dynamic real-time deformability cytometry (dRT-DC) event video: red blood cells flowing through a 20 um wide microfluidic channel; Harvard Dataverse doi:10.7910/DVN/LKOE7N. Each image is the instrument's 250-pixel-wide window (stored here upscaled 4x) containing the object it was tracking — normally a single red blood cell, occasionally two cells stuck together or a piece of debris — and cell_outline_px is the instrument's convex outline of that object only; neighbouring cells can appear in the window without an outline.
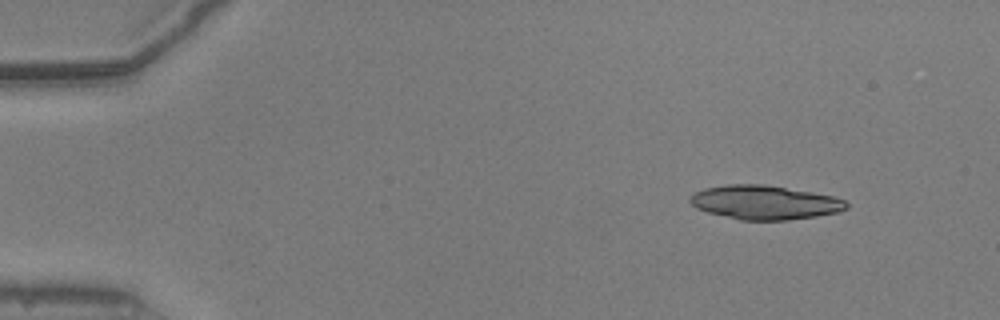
{"species": "common noctule bat (a hibernating species)", "species_latin": "Nyctalus noctula", "temperature_condition": "warm", "stored_images_in_passage": 52, "camera_frame_rate_fps": 3000, "um_per_image_px": 0.085, "animal": {"sex": "male", "body_mass_g": 20.5, "forearm_length_mm": 52.5}, "frame": {"image": 1, "passage_image": 6, "time_ms": 1.667, "image_size_px": [1000, 320], "cell_outline_px": [[848, 208], [840, 212], [816, 216], [788, 220], [740, 220], [708, 212], [696, 208], [688, 200], [696, 192], [704, 188], [728, 184], [764, 184], [812, 192], [832, 196], [844, 200], [848, 204]], "centroid_in_image_um": [65.01, 17.21], "position_along_channel_um": 20.0, "area_um2": 30.92}}
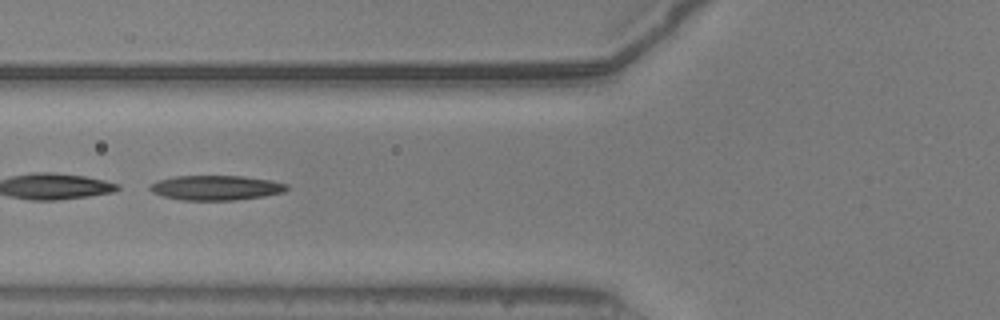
{"frame": {"image": 2, "passage_image": 21, "time_ms": 6.667, "image_size_px": [1000, 320], "cell_outline_px": [[288, 188], [284, 192], [264, 196], [236, 200], [184, 200], [164, 196], [152, 192], [148, 188], [148, 184], [160, 180], [176, 176], [244, 176], [272, 180], [288, 184]], "centroid_in_image_um": [18.38, 15.95], "position_along_channel_um": 107.4, "area_um2": 19.77}}
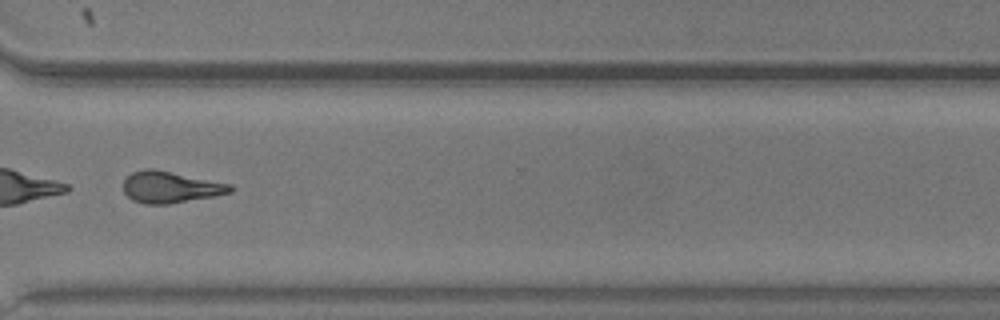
{"frame": {"image": 3, "passage_image": 40, "time_ms": 13.0, "image_size_px": [1000, 320], "cell_outline_px": [[236, 188], [232, 192], [216, 196], [168, 204], [144, 204], [132, 200], [124, 192], [124, 180], [132, 172], [144, 168], [156, 168], [232, 184]], "centroid_in_image_um": [14.52, 15.89], "position_along_channel_um": 356.1, "area_um2": 20.0}, "authors_computed_cell_mechanics": {"area_um2": 29.5936, "velocity_mm_per_s": 3.9209, "shape_relaxation_time_tau1_ms": null, "shape_relaxation_time_tau2_ms": 3.7983, "deformation_change_tau1": null, "deformation_change_tau2": 0.1402}}